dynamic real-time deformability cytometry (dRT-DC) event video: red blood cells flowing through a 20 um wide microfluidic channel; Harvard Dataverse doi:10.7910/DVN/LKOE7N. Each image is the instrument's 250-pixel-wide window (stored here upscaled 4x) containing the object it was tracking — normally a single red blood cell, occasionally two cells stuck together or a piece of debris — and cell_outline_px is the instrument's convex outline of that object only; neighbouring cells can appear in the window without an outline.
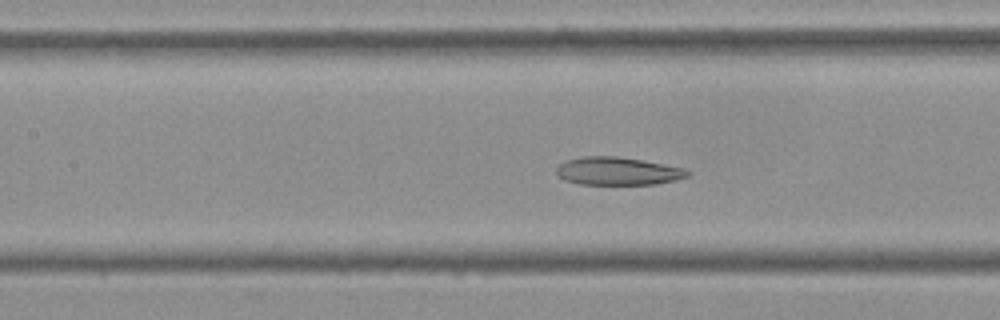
{"species": "Egyptian fruit bat (a non-hibernating species)", "species_latin": "Rousettus aegyptiacus", "temperature_condition": "cold", "stored_images_in_passage": 54, "camera_frame_rate_fps": 3000, "um_per_image_px": 0.085, "frame": {"image": 1, "passage_image": 24, "time_ms": 7.667, "image_size_px": [1000, 320], "cell_outline_px": [[692, 172], [688, 176], [676, 180], [656, 184], [580, 184], [564, 180], [556, 172], [556, 168], [560, 164], [568, 160], [580, 156], [616, 156], [640, 160], [680, 168]], "centroid_in_image_um": [52.47, 14.55], "position_along_channel_um": 154.9, "area_um2": 21.04}}
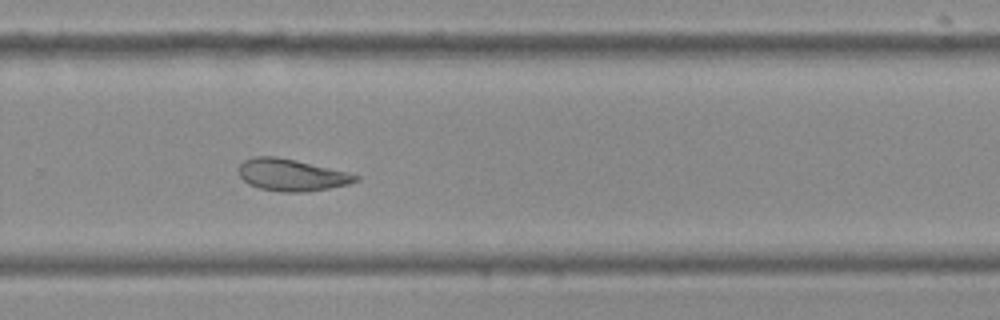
{"frame": {"image": 2, "passage_image": 36, "time_ms": 11.667, "image_size_px": [1000, 320], "cell_outline_px": [[360, 180], [348, 184], [328, 188], [304, 192], [280, 192], [260, 188], [248, 184], [240, 176], [240, 164], [244, 160], [256, 156], [276, 156], [296, 160], [348, 172], [360, 176]], "centroid_in_image_um": [24.8, 14.87], "position_along_channel_um": 305.0, "area_um2": 21.68}}
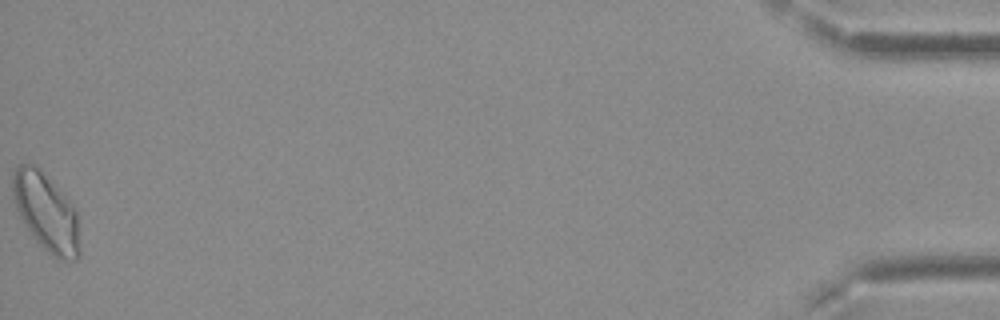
{"frame": {"image": 3, "passage_image": 54, "time_ms": 17.667, "image_size_px": [1000, 320], "cell_outline_px": [[80, 256], [76, 260], [60, 260], [48, 252], [32, 236], [24, 224], [16, 208], [12, 196], [12, 176], [16, 168], [20, 164], [36, 164], [76, 208], [80, 248]], "centroid_in_image_um": [3.92, 18.04], "position_along_channel_um": 431.3, "area_um2": 30.46}, "authors_computed_cell_mechanics": {"area_um2": 23.4957, "velocity_mm_per_s": 3.765, "shape_relaxation_time_tau1_ms": 10.9445, "shape_relaxation_time_tau2_ms": 2.6861, "deformation_change_tau1": 0.1962, "deformation_change_tau2": 0.0905}}